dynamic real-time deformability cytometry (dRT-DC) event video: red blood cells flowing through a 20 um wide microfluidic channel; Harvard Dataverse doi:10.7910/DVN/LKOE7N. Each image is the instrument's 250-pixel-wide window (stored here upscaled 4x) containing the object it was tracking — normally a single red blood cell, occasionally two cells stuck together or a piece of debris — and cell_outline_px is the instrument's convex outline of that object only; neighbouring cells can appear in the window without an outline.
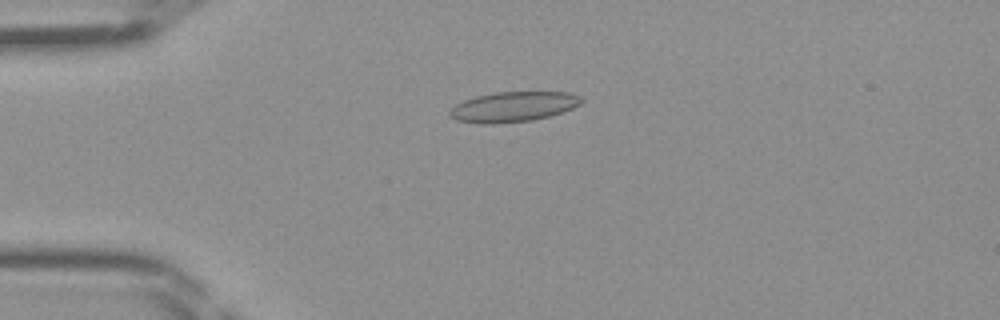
{"species": "Egyptian fruit bat (a non-hibernating species)", "species_latin": "Rousettus aegyptiacus", "temperature_condition": "room temperature", "stored_images_in_passage": 45, "camera_frame_rate_fps": 3000, "um_per_image_px": 0.085, "frame": {"image": 1, "passage_image": 11, "time_ms": 3.333, "image_size_px": [1000, 320], "cell_outline_px": [[584, 100], [580, 104], [572, 108], [548, 116], [532, 120], [496, 124], [480, 124], [456, 120], [448, 116], [448, 112], [456, 104], [464, 100], [476, 96], [496, 92], [568, 92], [580, 96]], "centroid_in_image_um": [43.59, 9.08], "position_along_channel_um": 41.4, "area_um2": 23.12}}
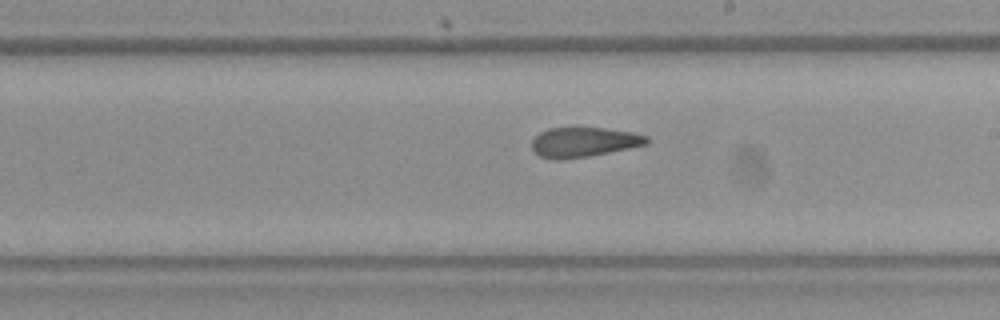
{"frame": {"image": 2, "passage_image": 26, "time_ms": 8.333, "image_size_px": [1000, 320], "cell_outline_px": [[648, 144], [588, 156], [560, 160], [552, 160], [540, 156], [532, 152], [532, 140], [540, 132], [548, 128], [604, 128], [632, 132], [648, 136]], "centroid_in_image_um": [49.58, 12.09], "position_along_channel_um": 239.4, "area_um2": 19.88}}
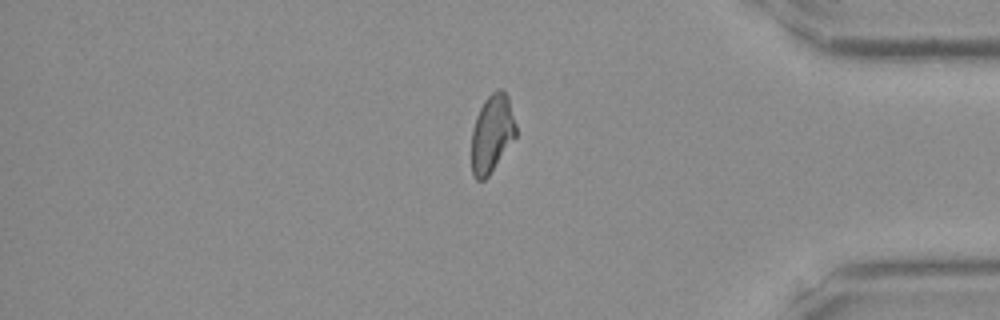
{"frame": {"image": 3, "passage_image": 38, "time_ms": 12.333, "image_size_px": [1000, 320], "cell_outline_px": [[516, 136], [488, 176], [484, 180], [476, 180], [472, 176], [472, 128], [476, 116], [484, 100], [496, 88], [504, 88], [508, 96], [516, 124]], "centroid_in_image_um": [41.81, 11.31], "position_along_channel_um": 393.4, "area_um2": 20.23}}